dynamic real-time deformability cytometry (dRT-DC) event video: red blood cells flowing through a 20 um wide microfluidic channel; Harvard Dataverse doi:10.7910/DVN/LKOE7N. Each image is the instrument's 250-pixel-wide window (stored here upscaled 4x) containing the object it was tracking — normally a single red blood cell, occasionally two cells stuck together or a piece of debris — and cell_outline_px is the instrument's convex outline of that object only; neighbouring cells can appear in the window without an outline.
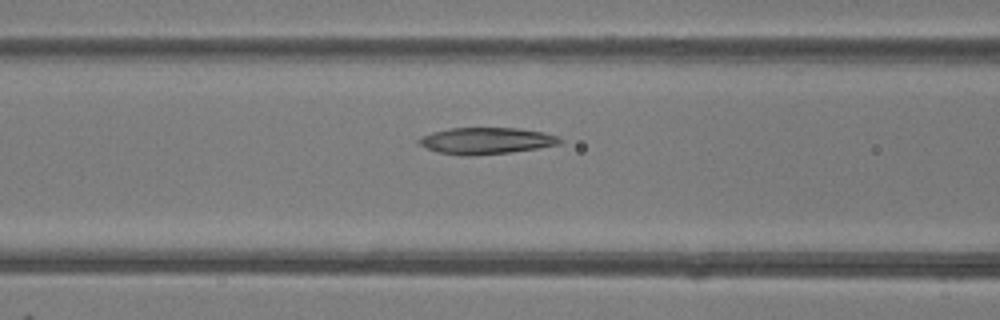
{"species": "common noctule bat (a hibernating species)", "species_latin": "Nyctalus noctula", "temperature_condition": "room temperature", "stored_images_in_passage": 47, "camera_frame_rate_fps": 3000, "um_per_image_px": 0.085, "animal": {"sex": "female"}, "frame": {"image": 1, "passage_image": 18, "time_ms": 5.667, "image_size_px": [1000, 320], "cell_outline_px": [[564, 140], [560, 144], [512, 152], [472, 156], [468, 156], [436, 152], [420, 144], [416, 140], [432, 132], [452, 128], [520, 128], [544, 132], [556, 136]], "centroid_in_image_um": [41.35, 11.97], "position_along_channel_um": 125.2, "area_um2": 21.73}}
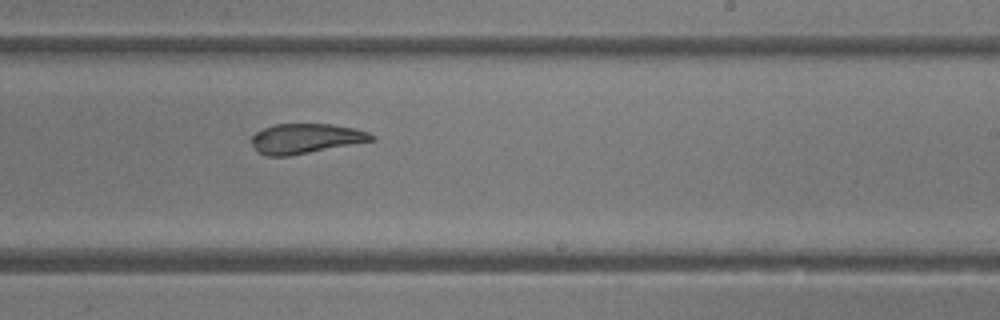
{"frame": {"image": 2, "passage_image": 28, "time_ms": 9.0, "image_size_px": [1000, 320], "cell_outline_px": [[376, 140], [288, 156], [268, 156], [260, 152], [248, 140], [256, 132], [264, 128], [276, 124], [332, 124], [356, 128], [368, 132], [376, 136]], "centroid_in_image_um": [26.01, 11.77], "position_along_channel_um": 263.0, "area_um2": 20.87}}
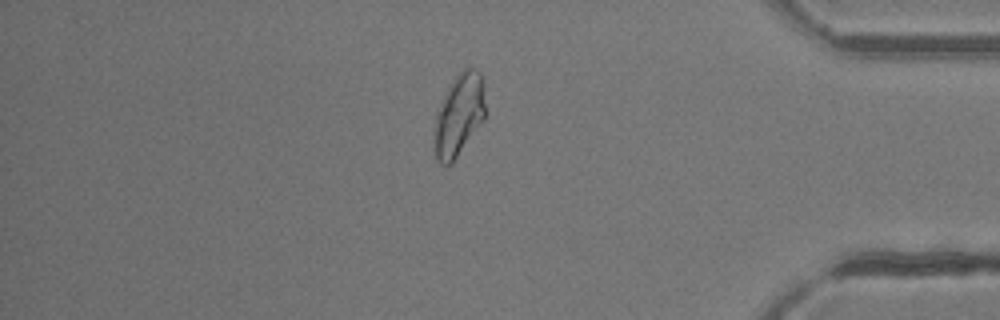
{"frame": {"image": 3, "passage_image": 40, "time_ms": 13.0, "image_size_px": [1000, 320], "cell_outline_px": [[488, 112], [484, 120], [452, 164], [440, 164], [436, 160], [432, 148], [436, 112], [452, 80], [464, 68], [476, 68], [480, 72], [484, 80]], "centroid_in_image_um": [39.04, 9.79], "position_along_channel_um": 396.2, "area_um2": 25.37}, "authors_computed_cell_mechanics": {"area_um2": 23.5824, "velocity_mm_per_s": 4.1334, "shape_relaxation_time_tau1_ms": 7.2046, "shape_relaxation_time_tau2_ms": 3.6425, "deformation_change_tau1": 0.1876, "deformation_change_tau2": 0.113}}